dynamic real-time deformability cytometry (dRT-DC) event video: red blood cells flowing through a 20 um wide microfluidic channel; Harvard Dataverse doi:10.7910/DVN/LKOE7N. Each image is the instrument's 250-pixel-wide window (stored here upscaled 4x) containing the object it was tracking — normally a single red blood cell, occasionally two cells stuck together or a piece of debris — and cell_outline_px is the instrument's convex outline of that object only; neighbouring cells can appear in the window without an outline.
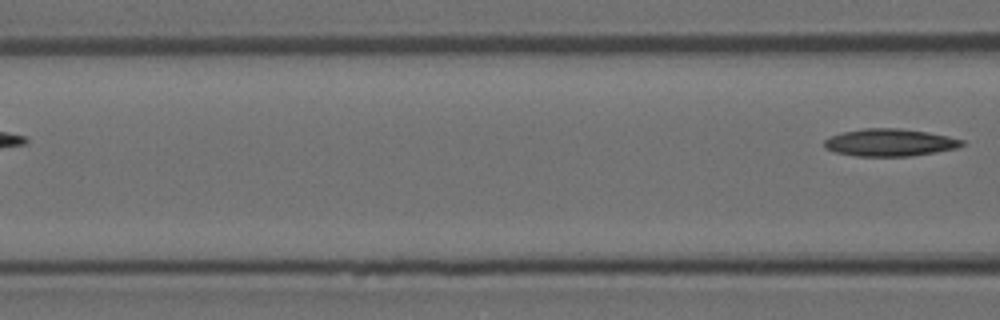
{"species": "Egyptian fruit bat (a non-hibernating species)", "species_latin": "Rousettus aegyptiacus", "temperature_condition": "room temperature", "stored_images_in_passage": 4, "camera_frame_rate_fps": 3000, "um_per_image_px": 0.085, "animal": {"sex": "female"}, "frame": {"image": 1, "passage_image": 4, "time_ms": 1.0, "image_size_px": [1000, 320], "cell_outline_px": [[964, 144], [956, 148], [936, 152], [908, 156], [856, 156], [836, 152], [824, 148], [824, 140], [832, 136], [844, 132], [864, 128], [900, 128], [928, 132], [948, 136], [964, 140]], "centroid_in_image_um": [75.64, 12.11], "position_along_channel_um": 91.0, "area_um2": 21.85}}